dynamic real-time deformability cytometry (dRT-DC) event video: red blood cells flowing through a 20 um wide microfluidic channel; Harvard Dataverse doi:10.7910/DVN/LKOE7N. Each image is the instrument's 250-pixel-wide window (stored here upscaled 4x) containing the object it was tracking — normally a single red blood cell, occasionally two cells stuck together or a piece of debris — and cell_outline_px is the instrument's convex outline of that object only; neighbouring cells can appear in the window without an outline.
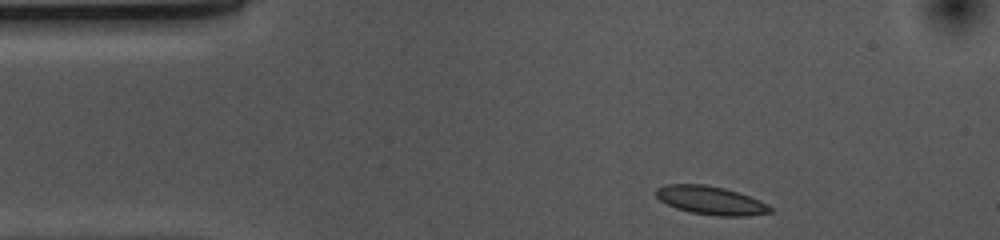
{"species": "common noctule bat (a hibernating species)", "species_latin": "Nyctalus noctula", "temperature_condition": "cold", "stored_images_in_passage": 36, "camera_frame_rate_fps": 3000, "um_per_image_px": 0.085, "animal": {"sex": "female", "body_mass_g": 10.0, "forearm_length_mm": 53.1}, "frame": {"image": 1, "passage_image": 1, "time_ms": 0.0, "image_size_px": [1000, 240], "cell_outline_px": [[772, 212], [748, 216], [720, 216], [692, 212], [676, 208], [660, 200], [656, 196], [656, 188], [668, 184], [704, 184], [724, 188], [760, 200], [768, 204], [772, 208]], "centroid_in_image_um": [60.43, 17.03], "position_along_channel_um": 24.6, "area_um2": 18.73}}
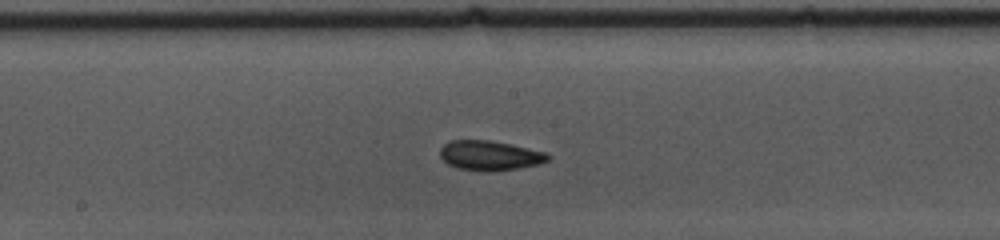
{"frame": {"image": 2, "passage_image": 20, "time_ms": 6.333, "image_size_px": [1000, 240], "cell_outline_px": [[552, 156], [548, 160], [540, 164], [520, 168], [488, 172], [456, 168], [448, 164], [440, 156], [440, 148], [444, 144], [452, 140], [492, 140], [548, 152]], "centroid_in_image_um": [41.67, 13.22], "position_along_channel_um": 206.5, "area_um2": 18.96}}
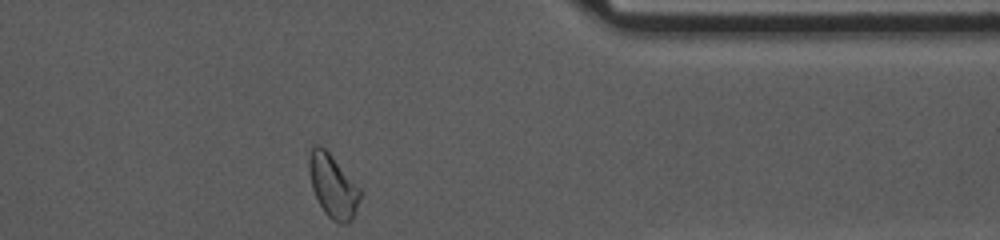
{"frame": {"image": 3, "passage_image": 36, "time_ms": 11.667, "image_size_px": [1000, 240], "cell_outline_px": [[360, 200], [356, 212], [352, 220], [348, 224], [340, 224], [332, 220], [324, 212], [312, 188], [308, 168], [308, 156], [312, 144], [320, 144], [332, 156], [360, 188]], "centroid_in_image_um": [28.28, 15.81], "position_along_channel_um": 383.1, "area_um2": 18.9}, "authors_computed_cell_mechanics": {"area_um2": 18.2648, "velocity_mm_per_s": 3.6621, "shape_relaxation_time_tau1_ms": 6.7403, "shape_relaxation_time_tau2_ms": 5.7059, "deformation_change_tau1": 0.1059, "deformation_change_tau2": 0.0896}}